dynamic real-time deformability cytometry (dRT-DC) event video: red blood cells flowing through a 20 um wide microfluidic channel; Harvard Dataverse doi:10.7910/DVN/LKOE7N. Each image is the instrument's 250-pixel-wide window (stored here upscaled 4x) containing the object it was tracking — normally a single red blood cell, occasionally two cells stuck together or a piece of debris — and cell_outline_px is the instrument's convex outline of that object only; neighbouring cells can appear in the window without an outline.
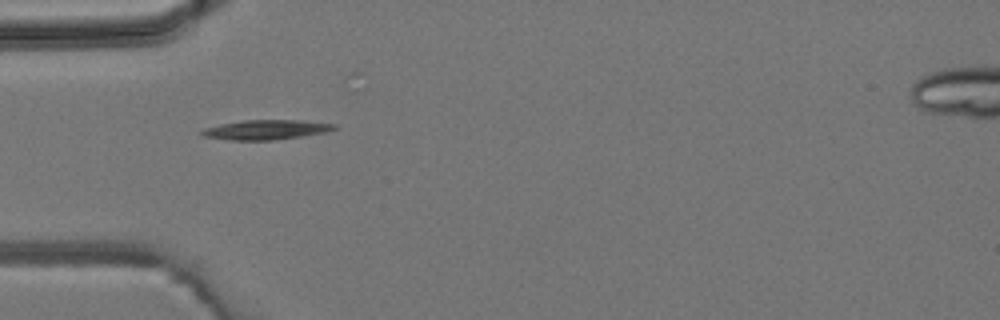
{"species": "common noctule bat (a hibernating species)", "species_latin": "Nyctalus noctula", "temperature_condition": "room temperature", "stored_images_in_passage": 3, "camera_frame_rate_fps": 3000, "um_per_image_px": 0.085, "animal": {"sex": "male", "body_mass_g": 19.2, "forearm_length_mm": 51.8}, "frame": {"image": 1, "passage_image": 1, "time_ms": 0.0, "image_size_px": [1000, 320], "cell_outline_px": [[336, 128], [328, 132], [272, 140], [232, 140], [204, 136], [200, 132], [204, 128], [220, 124], [244, 120], [300, 120], [336, 124]], "centroid_in_image_um": [22.63, 11.02], "position_along_channel_um": 62.4, "area_um2": 15.03}}
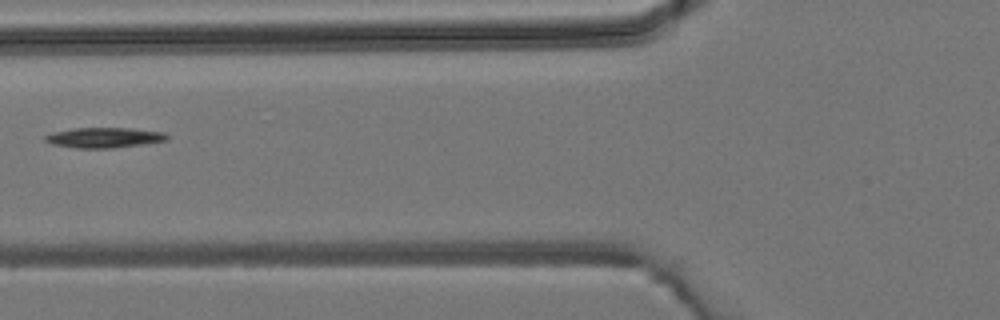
{"frame": {"image": 2, "passage_image": 2, "time_ms": 1.333, "image_size_px": [1000, 320], "cell_outline_px": [[168, 140], [144, 144], [112, 148], [76, 148], [52, 144], [44, 140], [44, 136], [52, 132], [72, 128], [132, 128], [164, 132], [168, 136]], "centroid_in_image_um": [8.84, 11.69], "position_along_channel_um": 117.0, "area_um2": 14.45}}
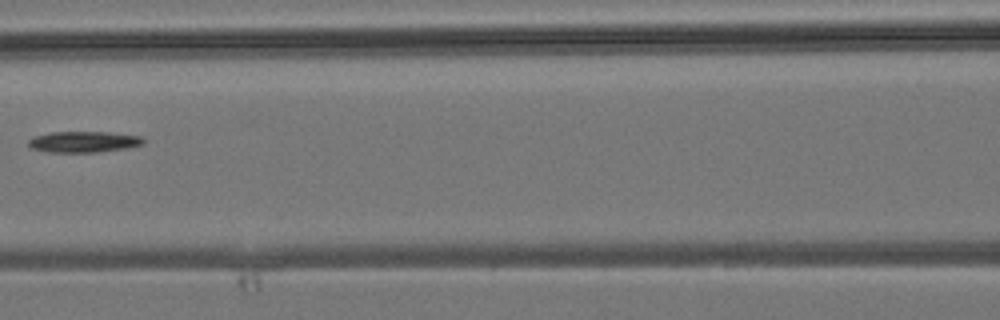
{"frame": {"image": 3, "passage_image": 3, "time_ms": 2.333, "image_size_px": [1000, 320], "cell_outline_px": [[144, 144], [128, 148], [100, 152], [48, 152], [28, 148], [28, 140], [36, 136], [52, 132], [108, 132], [140, 136], [144, 140]], "centroid_in_image_um": [7.1, 12.06], "position_along_channel_um": 159.5, "area_um2": 14.16}}